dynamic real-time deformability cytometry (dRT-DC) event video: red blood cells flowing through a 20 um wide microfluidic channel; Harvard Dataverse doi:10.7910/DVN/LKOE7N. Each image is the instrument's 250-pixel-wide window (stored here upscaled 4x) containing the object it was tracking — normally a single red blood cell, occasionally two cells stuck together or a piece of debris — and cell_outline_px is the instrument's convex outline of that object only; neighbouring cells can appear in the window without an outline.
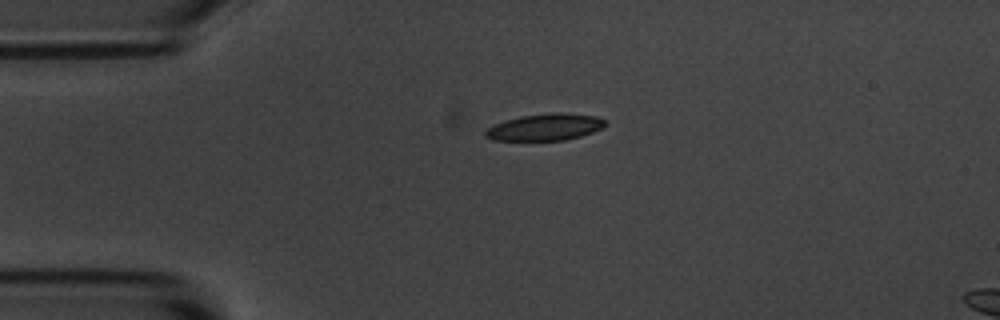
{"species": "common noctule bat (a hibernating species)", "species_latin": "Nyctalus noctula", "temperature_condition": "room temperature", "stored_images_in_passage": 3, "camera_frame_rate_fps": 3000, "um_per_image_px": 0.085, "animal": {"sex": "male", "body_mass_g": 20.1, "forearm_length_mm": 53.5}, "frame": {"image": 1, "passage_image": 1, "time_ms": 0.0, "image_size_px": [1000, 320], "cell_outline_px": [[608, 124], [604, 128], [580, 136], [564, 140], [492, 140], [484, 136], [484, 128], [520, 116], [552, 112], [560, 112], [596, 116], [608, 120]], "centroid_in_image_um": [46.37, 10.8], "position_along_channel_um": 38.6, "area_um2": 18.84}}